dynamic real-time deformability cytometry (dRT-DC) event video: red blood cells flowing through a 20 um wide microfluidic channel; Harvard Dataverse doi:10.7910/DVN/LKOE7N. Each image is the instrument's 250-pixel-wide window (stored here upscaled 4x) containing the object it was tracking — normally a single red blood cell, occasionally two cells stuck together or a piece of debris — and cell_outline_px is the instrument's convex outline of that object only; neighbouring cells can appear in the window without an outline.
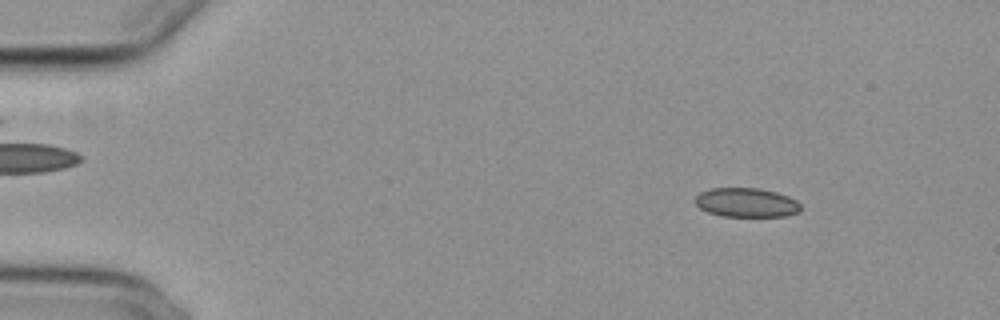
{"species": "common noctule bat (a hibernating species)", "species_latin": "Nyctalus noctula", "temperature_condition": "cold", "stored_images_in_passage": 55, "camera_frame_rate_fps": 3000, "um_per_image_px": 0.085, "animal": {"sex": "female", "body_mass_g": 29.2, "forearm_length_mm": 56.3}, "frame": {"image": 1, "passage_image": 7, "time_ms": 2.0, "image_size_px": [1000, 320], "cell_outline_px": [[800, 212], [784, 216], [720, 216], [708, 212], [700, 208], [692, 200], [700, 192], [708, 188], [756, 188], [776, 192], [788, 196], [796, 200], [800, 204]], "centroid_in_image_um": [63.41, 17.21], "position_along_channel_um": 21.6, "area_um2": 18.03}}
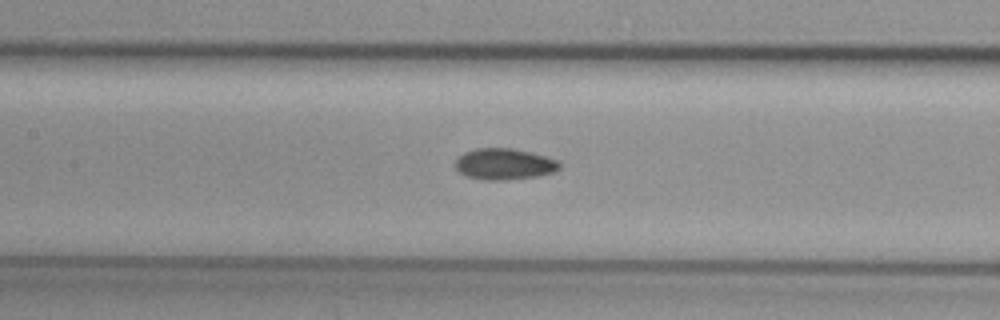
{"frame": {"image": 2, "passage_image": 26, "time_ms": 8.333, "image_size_px": [1000, 320], "cell_outline_px": [[560, 168], [552, 172], [536, 176], [508, 180], [484, 180], [468, 176], [460, 172], [456, 168], [456, 160], [464, 152], [476, 148], [512, 148], [532, 152], [560, 160]], "centroid_in_image_um": [42.89, 13.93], "position_along_channel_um": 164.5, "area_um2": 18.96}}
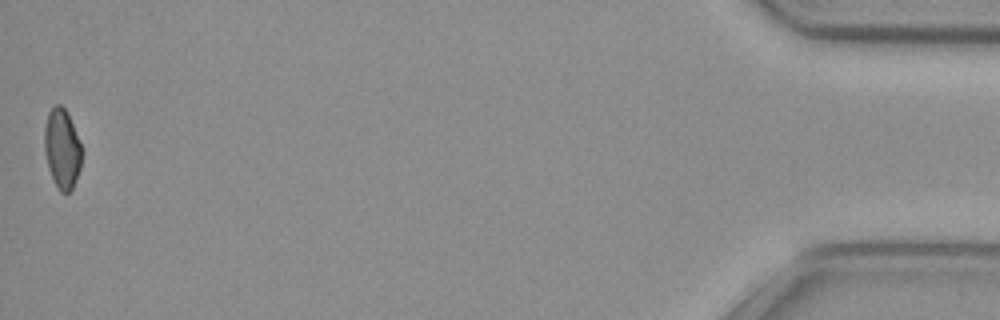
{"frame": {"image": 3, "passage_image": 55, "time_ms": 18.0, "image_size_px": [1000, 320], "cell_outline_px": [[80, 168], [72, 188], [68, 192], [60, 192], [56, 188], [48, 168], [44, 152], [44, 128], [48, 112], [56, 104], [60, 104], [68, 112], [80, 144]], "centroid_in_image_um": [5.24, 12.63], "position_along_channel_um": 430.0, "area_um2": 17.22}, "authors_computed_cell_mechanics": {"area_um2": 18.4382, "velocity_mm_per_s": 3.7397, "shape_relaxation_time_tau1_ms": null, "shape_relaxation_time_tau2_ms": 7.3915, "deformation_change_tau1": null, "deformation_change_tau2": 0.123}}